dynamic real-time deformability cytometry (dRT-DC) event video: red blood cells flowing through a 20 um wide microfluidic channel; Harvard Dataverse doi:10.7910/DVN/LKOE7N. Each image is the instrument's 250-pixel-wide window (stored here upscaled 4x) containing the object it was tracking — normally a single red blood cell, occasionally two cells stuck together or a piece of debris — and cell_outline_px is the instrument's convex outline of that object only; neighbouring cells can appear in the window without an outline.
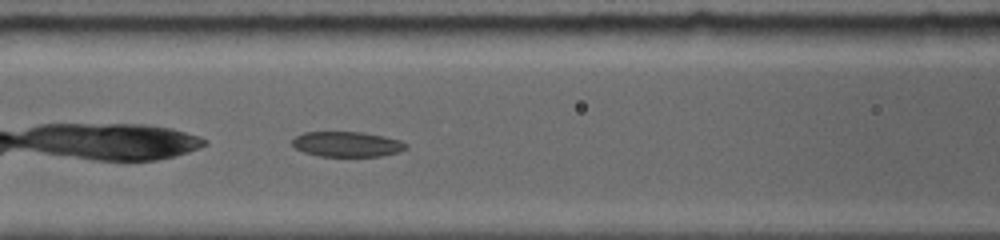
{"species": "common noctule bat (a hibernating species)", "species_latin": "Nyctalus noctula", "temperature_condition": "room temperature", "stored_images_in_passage": 64, "camera_frame_rate_fps": 5000, "um_per_image_px": 0.085, "animal": {"sex": "female", "body_mass_g": 19.0, "forearm_length_mm": 56.7}, "frame": {"image": 1, "passage_image": 28, "time_ms": 5.4, "image_size_px": [1000, 240], "cell_outline_px": [[408, 144], [404, 148], [396, 152], [380, 156], [320, 156], [304, 152], [296, 148], [292, 144], [292, 140], [296, 136], [304, 132], [360, 132], [380, 136], [396, 140]], "centroid_in_image_um": [29.42, 12.26], "position_along_channel_um": 137.2, "area_um2": 16.24}}
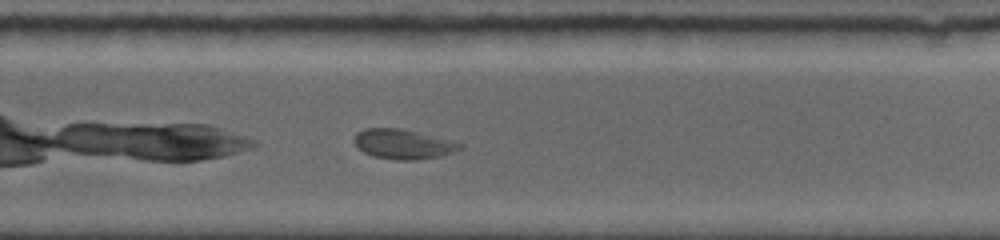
{"frame": {"image": 2, "passage_image": 49, "time_ms": 9.6, "image_size_px": [1000, 240], "cell_outline_px": [[464, 148], [440, 156], [416, 160], [396, 160], [372, 156], [364, 152], [352, 140], [356, 132], [364, 128], [404, 128], [452, 140], [464, 144]], "centroid_in_image_um": [34.28, 12.24], "position_along_channel_um": 295.5, "area_um2": 18.61}}
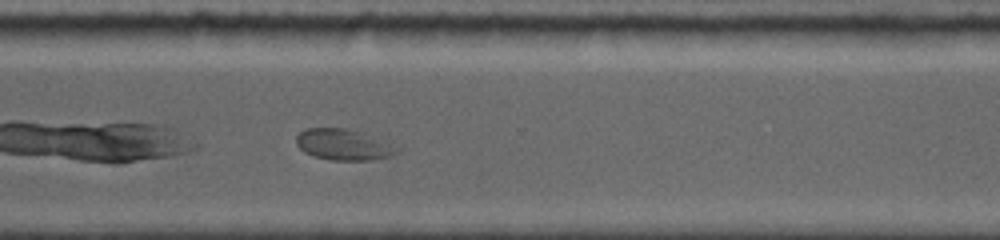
{"frame": {"image": 3, "passage_image": 55, "time_ms": 10.8, "image_size_px": [1000, 240], "cell_outline_px": [[400, 152], [392, 156], [372, 160], [332, 160], [316, 156], [304, 152], [296, 144], [296, 136], [304, 128], [348, 128], [364, 132], [392, 140], [400, 148]], "centroid_in_image_um": [29.33, 12.27], "position_along_channel_um": 341.3, "area_um2": 18.96}}